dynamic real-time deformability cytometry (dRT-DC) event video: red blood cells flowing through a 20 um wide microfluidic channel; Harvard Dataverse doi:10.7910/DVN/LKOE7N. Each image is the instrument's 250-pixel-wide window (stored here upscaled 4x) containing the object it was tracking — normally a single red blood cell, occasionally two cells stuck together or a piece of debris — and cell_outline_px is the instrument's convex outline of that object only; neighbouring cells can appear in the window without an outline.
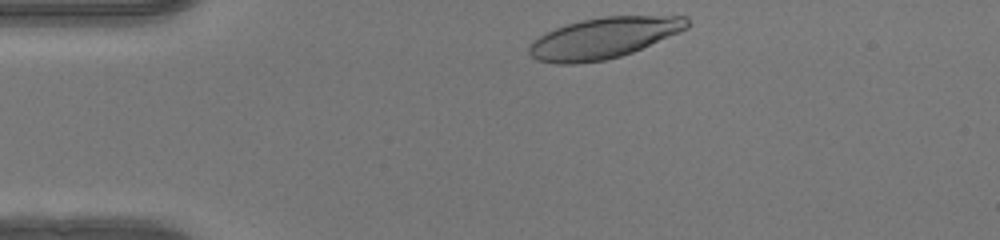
{"species": "human", "species_latin": "Homo sapiens", "temperature_condition": "warm", "stored_images_in_passage": 32, "camera_frame_rate_fps": 3000, "um_per_image_px": 0.085, "donor": {"sex": "female"}, "frame": {"image": 1, "passage_image": 1, "time_ms": 0.0, "image_size_px": [1000, 240], "cell_outline_px": [[688, 28], [680, 32], [632, 52], [620, 56], [604, 60], [576, 64], [556, 64], [536, 60], [528, 52], [528, 44], [532, 40], [544, 32], [580, 20], [604, 16], [688, 16]], "centroid_in_image_um": [51.26, 3.23], "position_along_channel_um": 33.7, "area_um2": 37.74}}
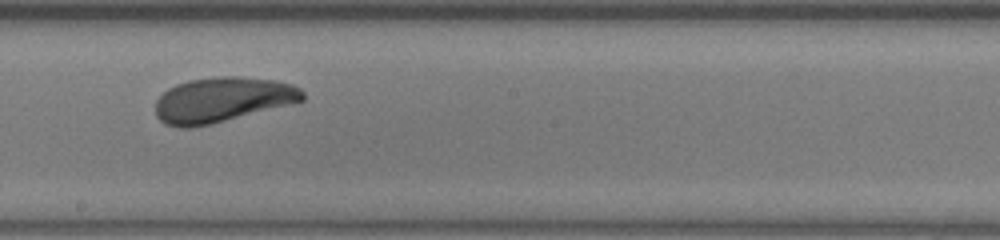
{"frame": {"image": 2, "passage_image": 19, "time_ms": 6.0, "image_size_px": [1000, 240], "cell_outline_px": [[304, 100], [212, 124], [192, 128], [180, 128], [164, 124], [156, 116], [156, 100], [168, 88], [176, 84], [188, 80], [220, 76], [236, 76], [276, 80], [292, 84], [300, 88], [304, 92]], "centroid_in_image_um": [18.87, 8.48], "position_along_channel_um": 229.3, "area_um2": 38.61}}
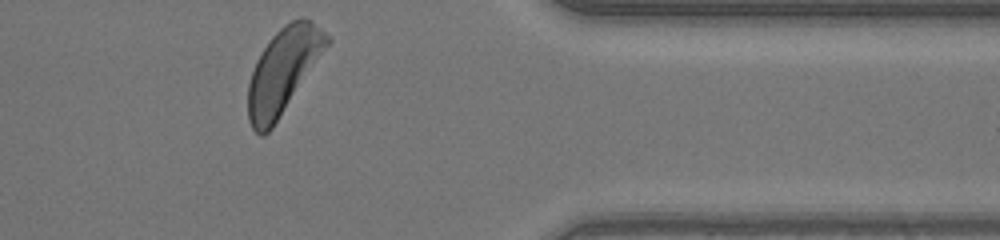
{"frame": {"image": 3, "passage_image": 32, "time_ms": 10.333, "image_size_px": [1000, 240], "cell_outline_px": [[332, 40], [272, 128], [264, 136], [260, 136], [252, 128], [248, 120], [248, 84], [256, 60], [268, 40], [284, 24], [300, 16], [304, 16], [324, 32]], "centroid_in_image_um": [24.05, 6.02], "position_along_channel_um": 387.4, "area_um2": 38.67}, "authors_computed_cell_mechanics": {"area_um2": 38.437, "velocity_mm_per_s": 4.0897, "shape_relaxation_time_tau1_ms": 4.9155, "shape_relaxation_time_tau2_ms": 4.153, "deformation_change_tau1": 0.1949, "deformation_change_tau2": 0.1038}}